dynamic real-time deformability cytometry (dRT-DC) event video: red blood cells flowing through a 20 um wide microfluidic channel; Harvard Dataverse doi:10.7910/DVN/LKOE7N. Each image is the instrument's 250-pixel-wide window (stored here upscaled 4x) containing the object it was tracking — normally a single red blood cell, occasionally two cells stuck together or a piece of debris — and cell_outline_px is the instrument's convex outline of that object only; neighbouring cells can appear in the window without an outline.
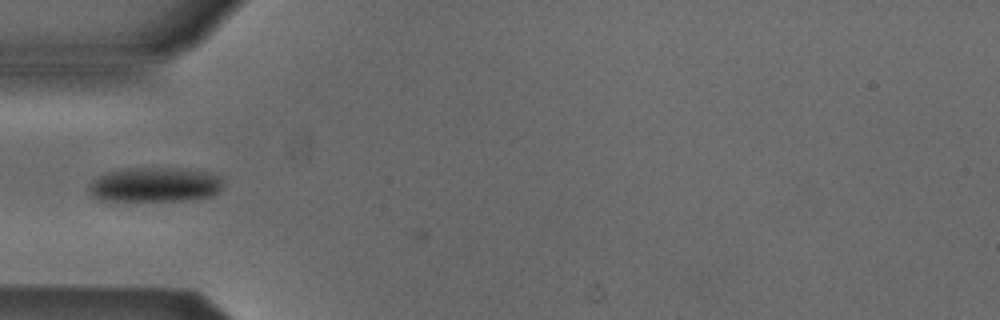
{"species": "Egyptian fruit bat (a non-hibernating species)", "species_latin": "Rousettus aegyptiacus", "temperature_condition": "cold", "stored_images_in_passage": 9, "camera_frame_rate_fps": 3000, "um_per_image_px": 0.085, "animal": {"sex": "male"}, "frame": {"image": 1, "passage_image": 6, "time_ms": 1.667, "image_size_px": [1000, 320], "cell_outline_px": [[220, 188], [212, 196], [184, 200], [116, 204], [100, 200], [92, 196], [88, 192], [88, 184], [92, 180], [108, 172], [128, 168], [172, 168], [204, 172], [220, 176]], "centroid_in_image_um": [13.01, 15.76], "position_along_channel_um": 72.0, "area_um2": 27.8}}